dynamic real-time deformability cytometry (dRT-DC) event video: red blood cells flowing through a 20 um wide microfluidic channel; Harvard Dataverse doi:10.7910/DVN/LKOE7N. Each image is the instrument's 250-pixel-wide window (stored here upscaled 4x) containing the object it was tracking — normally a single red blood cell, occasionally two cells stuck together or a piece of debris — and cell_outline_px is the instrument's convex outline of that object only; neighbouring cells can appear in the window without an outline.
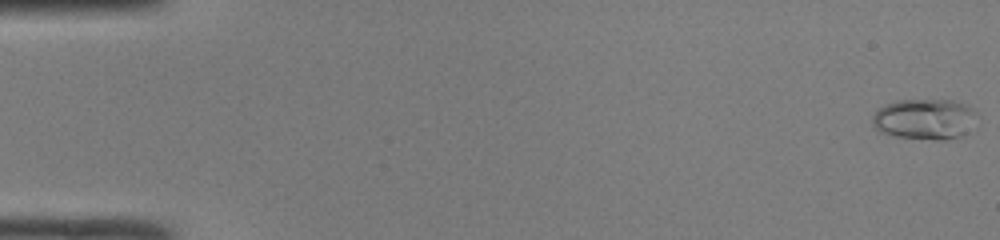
{"species": "common noctule bat (a hibernating species)", "species_latin": "Nyctalus noctula", "temperature_condition": "room temperature", "stored_images_in_passage": 11, "camera_frame_rate_fps": 3000, "um_per_image_px": 0.085, "animal": {"sex": "male", "body_mass_g": 19.0, "forearm_length_mm": 50.8}, "frame": {"image": 1, "passage_image": 1, "time_ms": 0.0, "image_size_px": [1000, 240], "cell_outline_px": [[980, 116], [960, 136], [944, 140], [936, 140], [896, 136], [880, 132], [872, 124], [872, 116], [880, 108], [896, 100], [952, 100], [968, 104]], "centroid_in_image_um": [78.62, 10.11], "position_along_channel_um": 6.4, "area_um2": 24.74}}